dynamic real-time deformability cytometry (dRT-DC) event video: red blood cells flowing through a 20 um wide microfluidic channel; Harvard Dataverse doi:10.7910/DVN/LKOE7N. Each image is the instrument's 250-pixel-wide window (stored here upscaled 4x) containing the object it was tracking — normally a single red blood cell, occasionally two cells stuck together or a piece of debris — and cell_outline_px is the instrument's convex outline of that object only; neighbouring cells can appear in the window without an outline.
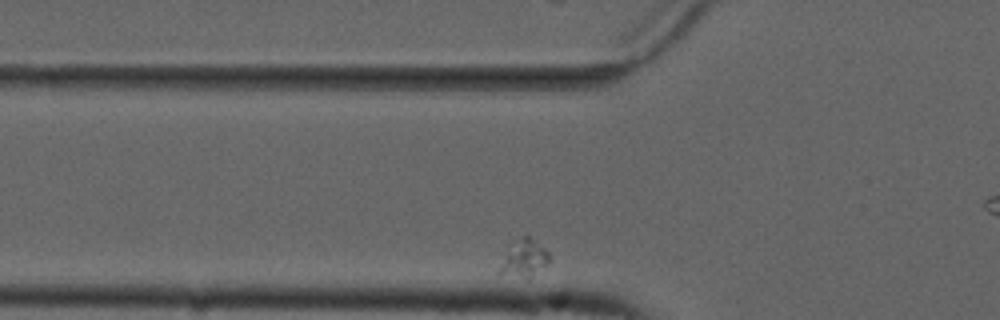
{"species": "common noctule bat (a hibernating species)", "species_latin": "Nyctalus noctula", "temperature_condition": "cold", "stored_images_in_passage": 45, "camera_frame_rate_fps": 3000, "um_per_image_px": 0.085, "animal": {"sex": "male", "forearm_length_mm": 52.5}, "frame": {"image": 1, "passage_image": 3, "time_ms": 0.667, "image_size_px": [1000, 320], "cell_outline_px": [[548, 264], [528, 280], [496, 276], [496, 272], [508, 256], [524, 236], [528, 236], [544, 248], [548, 252]], "centroid_in_image_um": [44.56, 22.15], "position_along_channel_um": 81.2, "area_um2": 10.23}}
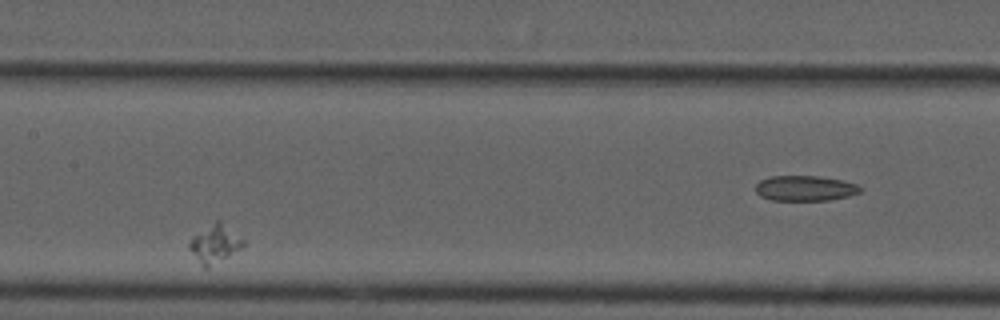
{"frame": {"image": 2, "passage_image": 14, "time_ms": 4.333, "image_size_px": [1000, 320], "cell_outline_px": [[244, 244], [240, 248], [208, 268], [204, 268], [200, 264], [188, 248], [188, 244], [192, 236], [216, 220], [220, 220], [244, 240]], "centroid_in_image_um": [18.22, 20.71], "position_along_channel_um": 189.2, "area_um2": 11.68}}
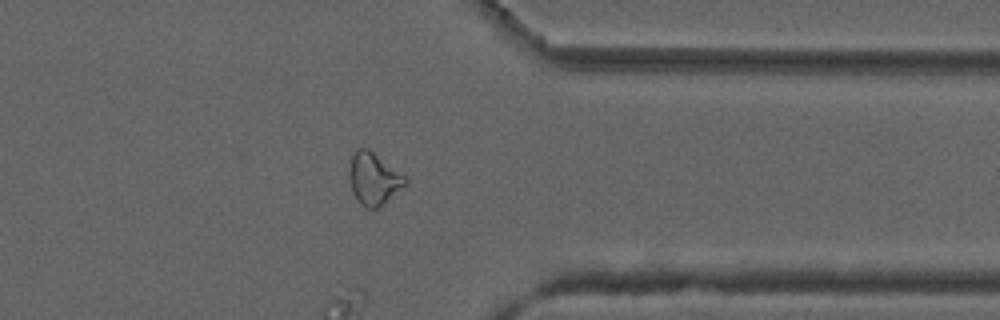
{"frame": {"image": 3, "passage_image": 34, "time_ms": 11.0, "image_size_px": [1000, 320], "cell_outline_px": [[408, 184], [380, 208], [364, 208], [356, 200], [352, 192], [348, 172], [352, 156], [356, 148], [368, 148], [408, 176]], "centroid_in_image_um": [31.8, 15.21], "position_along_channel_um": 379.6, "area_um2": 17.63}}